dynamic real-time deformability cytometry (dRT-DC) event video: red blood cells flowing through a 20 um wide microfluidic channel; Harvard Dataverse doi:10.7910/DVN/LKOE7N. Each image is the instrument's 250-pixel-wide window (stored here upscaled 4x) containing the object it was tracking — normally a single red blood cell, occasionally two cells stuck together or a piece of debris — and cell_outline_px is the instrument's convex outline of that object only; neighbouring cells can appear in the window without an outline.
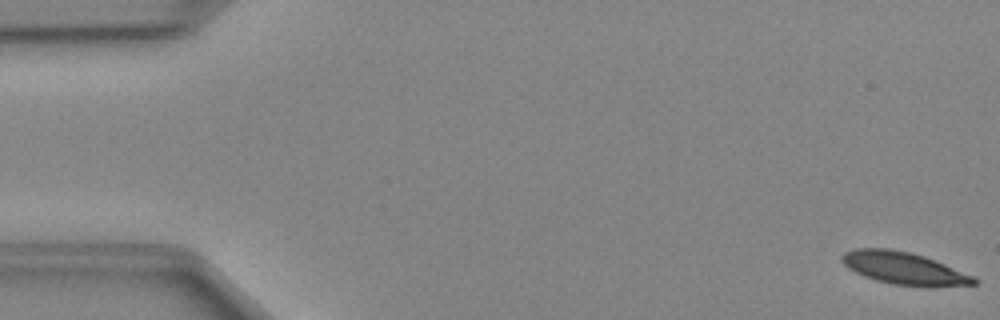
{"species": "Egyptian fruit bat (a non-hibernating species)", "species_latin": "Rousettus aegyptiacus", "temperature_condition": "cold", "stored_images_in_passage": 49, "camera_frame_rate_fps": 3000, "um_per_image_px": 0.085, "animal": {"sex": "female"}, "frame": {"image": 1, "passage_image": 1, "time_ms": 0.0, "image_size_px": [1000, 320], "cell_outline_px": [[980, 280], [976, 284], [928, 288], [892, 284], [876, 280], [864, 276], [848, 268], [840, 260], [840, 256], [844, 252], [856, 248], [888, 248], [912, 252], [936, 260], [972, 276]], "centroid_in_image_um": [76.84, 22.81], "position_along_channel_um": 8.2, "area_um2": 25.26}}
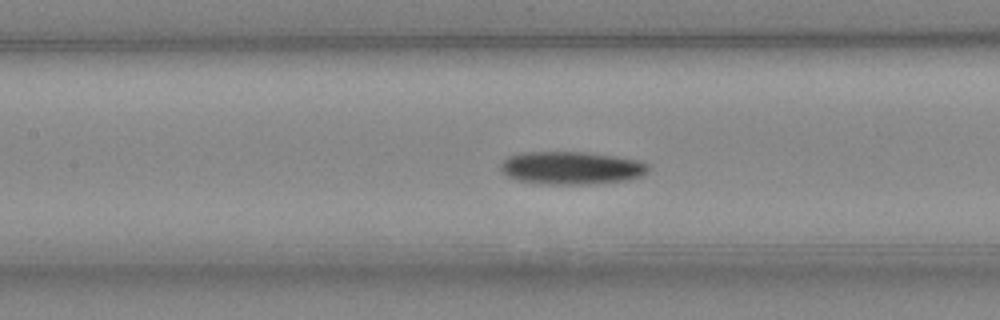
{"frame": {"image": 2, "passage_image": 22, "time_ms": 7.0, "image_size_px": [1000, 320], "cell_outline_px": [[648, 172], [640, 176], [628, 180], [588, 184], [540, 184], [516, 180], [504, 176], [500, 168], [500, 164], [508, 156], [520, 152], [588, 152], [616, 156], [640, 160], [648, 164]], "centroid_in_image_um": [48.53, 14.27], "position_along_channel_um": 158.9, "area_um2": 28.67}}
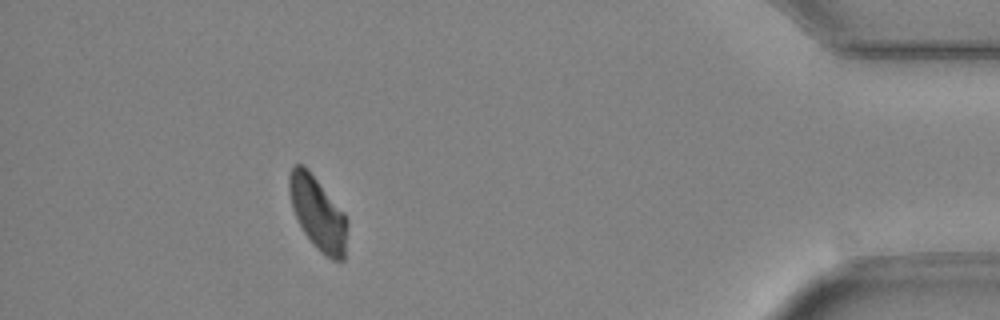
{"frame": {"image": 3, "passage_image": 44, "time_ms": 14.333, "image_size_px": [1000, 320], "cell_outline_px": [[348, 224], [344, 260], [332, 260], [320, 252], [316, 248], [304, 232], [292, 208], [288, 188], [288, 176], [292, 168], [296, 164], [304, 164], [308, 168], [344, 212], [348, 220]], "centroid_in_image_um": [27.02, 18.11], "position_along_channel_um": 408.2, "area_um2": 24.85}}